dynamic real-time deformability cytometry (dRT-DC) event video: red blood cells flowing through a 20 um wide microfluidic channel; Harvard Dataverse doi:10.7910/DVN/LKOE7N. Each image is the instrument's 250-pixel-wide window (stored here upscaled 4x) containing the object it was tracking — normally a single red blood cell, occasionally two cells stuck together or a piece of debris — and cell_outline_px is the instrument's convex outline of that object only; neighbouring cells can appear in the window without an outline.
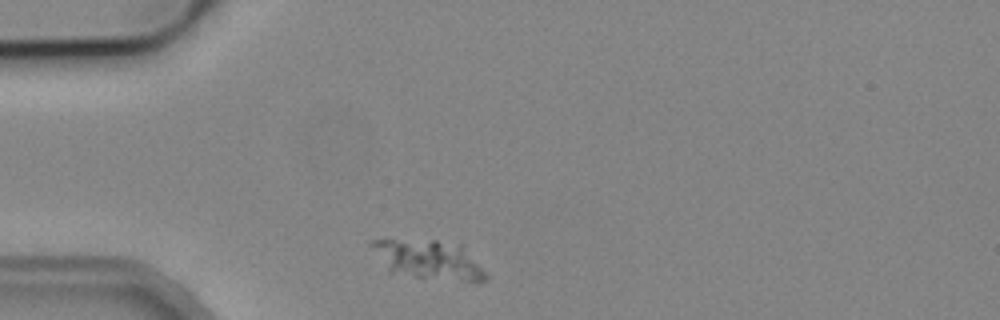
{"species": "common noctule bat (a hibernating species)", "species_latin": "Nyctalus noctula", "temperature_condition": "cold", "stored_images_in_passage": 5, "camera_frame_rate_fps": 3000, "um_per_image_px": 0.085, "animal": {"sex": "male", "body_mass_g": 19.2, "forearm_length_mm": 51.8}, "frame": {"image": 1, "passage_image": 1, "time_ms": 0.0, "image_size_px": [1000, 320], "cell_outline_px": [[488, 276], [484, 280], [476, 284], [416, 276], [388, 272], [368, 244], [368, 240], [436, 240], [460, 244]], "centroid_in_image_um": [36.41, 22.09], "position_along_channel_um": 48.6, "area_um2": 25.95}}
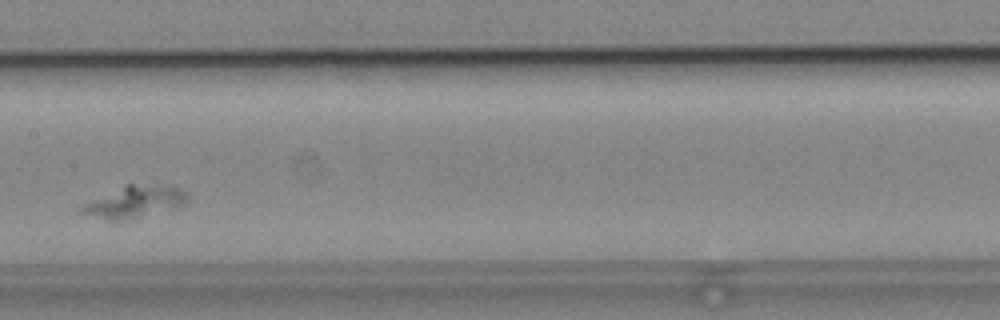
{"frame": {"image": 2, "passage_image": 5, "time_ms": 4.667, "image_size_px": [1000, 320], "cell_outline_px": [[188, 200], [184, 204], [136, 220], [108, 220], [76, 212], [84, 204], [92, 200], [128, 184], [156, 184], [176, 188], [184, 192], [188, 196]], "centroid_in_image_um": [11.43, 17.19], "position_along_channel_um": 196.0, "area_um2": 19.48}}